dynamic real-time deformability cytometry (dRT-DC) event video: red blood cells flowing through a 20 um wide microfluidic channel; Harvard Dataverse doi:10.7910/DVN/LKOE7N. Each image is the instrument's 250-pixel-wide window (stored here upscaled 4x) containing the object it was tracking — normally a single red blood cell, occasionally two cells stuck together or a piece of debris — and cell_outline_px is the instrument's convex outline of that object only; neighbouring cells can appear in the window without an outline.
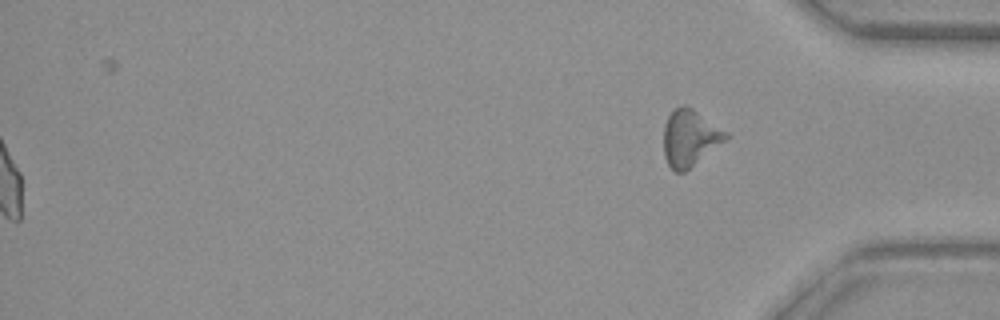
{"species": "common noctule bat (a hibernating species)", "species_latin": "Nyctalus noctula", "temperature_condition": "warm", "stored_images_in_passage": 51, "segment_of_instrument_passage": [2, 2], "camera_frame_rate_fps": 3000, "um_per_image_px": 0.085, "animal": {"sex": "female", "body_mass_g": 29.2, "forearm_length_mm": 56.3}, "frame": {"image": 1, "passage_image": 51, "time_ms": 16.667, "image_size_px": [1000, 320], "cell_outline_px": [[728, 136], [724, 140], [684, 172], [676, 172], [668, 164], [664, 156], [664, 124], [668, 116], [680, 104], [688, 104], [728, 132]], "centroid_in_image_um": [58.61, 11.67], "position_along_channel_um": 376.6, "area_um2": 20.23}}